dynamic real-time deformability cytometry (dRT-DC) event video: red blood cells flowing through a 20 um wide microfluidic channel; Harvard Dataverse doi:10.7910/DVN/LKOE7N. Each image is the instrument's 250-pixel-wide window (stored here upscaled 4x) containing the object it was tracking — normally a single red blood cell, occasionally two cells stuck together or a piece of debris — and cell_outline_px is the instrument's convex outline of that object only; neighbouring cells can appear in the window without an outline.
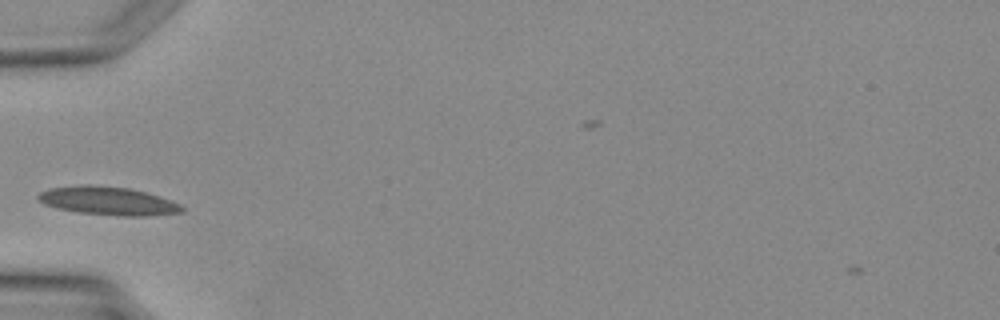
{"species": "Egyptian fruit bat (a non-hibernating species)", "species_latin": "Rousettus aegyptiacus", "temperature_condition": "warm", "stored_images_in_passage": 2, "camera_frame_rate_fps": 3000, "um_per_image_px": 0.085, "animal": {"sex": "female"}, "frame": {"image": 1, "passage_image": 2, "time_ms": 1.0, "image_size_px": [1000, 320], "cell_outline_px": [[184, 212], [148, 216], [120, 216], [80, 212], [56, 208], [44, 204], [36, 196], [40, 192], [48, 188], [80, 184], [96, 184], [128, 188], [160, 196], [180, 204], [184, 208]], "centroid_in_image_um": [9.17, 17.06], "position_along_channel_um": 75.8, "area_um2": 23.93}}